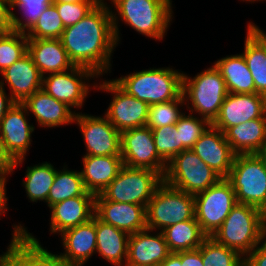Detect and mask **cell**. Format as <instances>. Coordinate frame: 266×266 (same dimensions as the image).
<instances>
[{"label": "cell", "instance_id": "1", "mask_svg": "<svg viewBox=\"0 0 266 266\" xmlns=\"http://www.w3.org/2000/svg\"><path fill=\"white\" fill-rule=\"evenodd\" d=\"M60 40L75 66L89 68L100 77L113 73V54L118 45L107 1H100L88 15L65 28Z\"/></svg>", "mask_w": 266, "mask_h": 266}, {"label": "cell", "instance_id": "2", "mask_svg": "<svg viewBox=\"0 0 266 266\" xmlns=\"http://www.w3.org/2000/svg\"><path fill=\"white\" fill-rule=\"evenodd\" d=\"M105 1L111 10L113 31L118 46L122 44V24L129 26L138 35L162 43L175 19L173 0Z\"/></svg>", "mask_w": 266, "mask_h": 266}, {"label": "cell", "instance_id": "3", "mask_svg": "<svg viewBox=\"0 0 266 266\" xmlns=\"http://www.w3.org/2000/svg\"><path fill=\"white\" fill-rule=\"evenodd\" d=\"M182 70L173 66L133 70L112 80L127 94L149 106L177 99L182 94Z\"/></svg>", "mask_w": 266, "mask_h": 266}, {"label": "cell", "instance_id": "4", "mask_svg": "<svg viewBox=\"0 0 266 266\" xmlns=\"http://www.w3.org/2000/svg\"><path fill=\"white\" fill-rule=\"evenodd\" d=\"M210 64L194 76L183 72L182 94L186 111L212 124L219 115L228 90L220 72L212 62Z\"/></svg>", "mask_w": 266, "mask_h": 266}, {"label": "cell", "instance_id": "5", "mask_svg": "<svg viewBox=\"0 0 266 266\" xmlns=\"http://www.w3.org/2000/svg\"><path fill=\"white\" fill-rule=\"evenodd\" d=\"M211 237L245 258L265 239L261 225V209L237 203Z\"/></svg>", "mask_w": 266, "mask_h": 266}, {"label": "cell", "instance_id": "6", "mask_svg": "<svg viewBox=\"0 0 266 266\" xmlns=\"http://www.w3.org/2000/svg\"><path fill=\"white\" fill-rule=\"evenodd\" d=\"M146 216L147 228L156 231L191 220L195 217L194 195L176 189L163 181L148 202Z\"/></svg>", "mask_w": 266, "mask_h": 266}, {"label": "cell", "instance_id": "7", "mask_svg": "<svg viewBox=\"0 0 266 266\" xmlns=\"http://www.w3.org/2000/svg\"><path fill=\"white\" fill-rule=\"evenodd\" d=\"M99 77L89 68L75 66L65 72L43 76L42 89L56 100L65 103L75 113H80L90 93L96 91Z\"/></svg>", "mask_w": 266, "mask_h": 266}, {"label": "cell", "instance_id": "8", "mask_svg": "<svg viewBox=\"0 0 266 266\" xmlns=\"http://www.w3.org/2000/svg\"><path fill=\"white\" fill-rule=\"evenodd\" d=\"M24 225L22 221L12 224L10 242L5 252L0 251V266H68Z\"/></svg>", "mask_w": 266, "mask_h": 266}, {"label": "cell", "instance_id": "9", "mask_svg": "<svg viewBox=\"0 0 266 266\" xmlns=\"http://www.w3.org/2000/svg\"><path fill=\"white\" fill-rule=\"evenodd\" d=\"M226 179L237 203L261 209L266 204V167L258 154H236Z\"/></svg>", "mask_w": 266, "mask_h": 266}, {"label": "cell", "instance_id": "10", "mask_svg": "<svg viewBox=\"0 0 266 266\" xmlns=\"http://www.w3.org/2000/svg\"><path fill=\"white\" fill-rule=\"evenodd\" d=\"M222 177L191 149L175 155L167 164L163 181L181 191L196 195L216 184Z\"/></svg>", "mask_w": 266, "mask_h": 266}, {"label": "cell", "instance_id": "11", "mask_svg": "<svg viewBox=\"0 0 266 266\" xmlns=\"http://www.w3.org/2000/svg\"><path fill=\"white\" fill-rule=\"evenodd\" d=\"M162 182L163 177L154 170L124 165L101 195L109 201L147 207L155 190Z\"/></svg>", "mask_w": 266, "mask_h": 266}, {"label": "cell", "instance_id": "12", "mask_svg": "<svg viewBox=\"0 0 266 266\" xmlns=\"http://www.w3.org/2000/svg\"><path fill=\"white\" fill-rule=\"evenodd\" d=\"M99 77L96 91L107 93L111 99L104 115L119 131L146 126L149 105L123 91L112 79Z\"/></svg>", "mask_w": 266, "mask_h": 266}, {"label": "cell", "instance_id": "13", "mask_svg": "<svg viewBox=\"0 0 266 266\" xmlns=\"http://www.w3.org/2000/svg\"><path fill=\"white\" fill-rule=\"evenodd\" d=\"M194 199L196 221L208 237L217 231L237 204L235 191L226 178L194 195Z\"/></svg>", "mask_w": 266, "mask_h": 266}, {"label": "cell", "instance_id": "14", "mask_svg": "<svg viewBox=\"0 0 266 266\" xmlns=\"http://www.w3.org/2000/svg\"><path fill=\"white\" fill-rule=\"evenodd\" d=\"M30 119L26 106L16 102L0 122V137L6 151L15 161L12 176L17 168L25 167L27 154L33 145L36 127Z\"/></svg>", "mask_w": 266, "mask_h": 266}, {"label": "cell", "instance_id": "15", "mask_svg": "<svg viewBox=\"0 0 266 266\" xmlns=\"http://www.w3.org/2000/svg\"><path fill=\"white\" fill-rule=\"evenodd\" d=\"M73 125L78 126L84 143L82 156H121V132L104 114L83 112L75 114Z\"/></svg>", "mask_w": 266, "mask_h": 266}, {"label": "cell", "instance_id": "16", "mask_svg": "<svg viewBox=\"0 0 266 266\" xmlns=\"http://www.w3.org/2000/svg\"><path fill=\"white\" fill-rule=\"evenodd\" d=\"M121 157L125 166L151 169L162 177L165 175L167 163L158 155L148 126L121 132Z\"/></svg>", "mask_w": 266, "mask_h": 266}, {"label": "cell", "instance_id": "17", "mask_svg": "<svg viewBox=\"0 0 266 266\" xmlns=\"http://www.w3.org/2000/svg\"><path fill=\"white\" fill-rule=\"evenodd\" d=\"M255 118H266V97L257 93H228L212 125L223 133Z\"/></svg>", "mask_w": 266, "mask_h": 266}, {"label": "cell", "instance_id": "18", "mask_svg": "<svg viewBox=\"0 0 266 266\" xmlns=\"http://www.w3.org/2000/svg\"><path fill=\"white\" fill-rule=\"evenodd\" d=\"M58 238L62 251L57 253L68 266L86 265L96 255L95 214L88 222L62 232Z\"/></svg>", "mask_w": 266, "mask_h": 266}, {"label": "cell", "instance_id": "19", "mask_svg": "<svg viewBox=\"0 0 266 266\" xmlns=\"http://www.w3.org/2000/svg\"><path fill=\"white\" fill-rule=\"evenodd\" d=\"M23 104L29 116L34 118L36 128L42 130L72 126L75 112L65 103L56 100L43 89L37 90L29 96Z\"/></svg>", "mask_w": 266, "mask_h": 266}, {"label": "cell", "instance_id": "20", "mask_svg": "<svg viewBox=\"0 0 266 266\" xmlns=\"http://www.w3.org/2000/svg\"><path fill=\"white\" fill-rule=\"evenodd\" d=\"M95 215L129 235L147 228L146 207L109 201L101 194L95 195Z\"/></svg>", "mask_w": 266, "mask_h": 266}, {"label": "cell", "instance_id": "21", "mask_svg": "<svg viewBox=\"0 0 266 266\" xmlns=\"http://www.w3.org/2000/svg\"><path fill=\"white\" fill-rule=\"evenodd\" d=\"M170 254L163 233L146 228L129 235L125 266H159Z\"/></svg>", "mask_w": 266, "mask_h": 266}, {"label": "cell", "instance_id": "22", "mask_svg": "<svg viewBox=\"0 0 266 266\" xmlns=\"http://www.w3.org/2000/svg\"><path fill=\"white\" fill-rule=\"evenodd\" d=\"M42 77L27 52L0 74V84L9 89L6 90L15 102L23 103L34 92L42 89Z\"/></svg>", "mask_w": 266, "mask_h": 266}, {"label": "cell", "instance_id": "23", "mask_svg": "<svg viewBox=\"0 0 266 266\" xmlns=\"http://www.w3.org/2000/svg\"><path fill=\"white\" fill-rule=\"evenodd\" d=\"M49 235L62 232L88 222L95 214V195L75 196L49 208Z\"/></svg>", "mask_w": 266, "mask_h": 266}, {"label": "cell", "instance_id": "24", "mask_svg": "<svg viewBox=\"0 0 266 266\" xmlns=\"http://www.w3.org/2000/svg\"><path fill=\"white\" fill-rule=\"evenodd\" d=\"M191 150L222 178L229 175L236 154L224 133L212 124L194 143Z\"/></svg>", "mask_w": 266, "mask_h": 266}, {"label": "cell", "instance_id": "25", "mask_svg": "<svg viewBox=\"0 0 266 266\" xmlns=\"http://www.w3.org/2000/svg\"><path fill=\"white\" fill-rule=\"evenodd\" d=\"M81 159L85 188L94 195L101 194L124 166L121 156H81Z\"/></svg>", "mask_w": 266, "mask_h": 266}, {"label": "cell", "instance_id": "26", "mask_svg": "<svg viewBox=\"0 0 266 266\" xmlns=\"http://www.w3.org/2000/svg\"><path fill=\"white\" fill-rule=\"evenodd\" d=\"M28 53L42 76L75 67L60 39L28 38Z\"/></svg>", "mask_w": 266, "mask_h": 266}, {"label": "cell", "instance_id": "27", "mask_svg": "<svg viewBox=\"0 0 266 266\" xmlns=\"http://www.w3.org/2000/svg\"><path fill=\"white\" fill-rule=\"evenodd\" d=\"M96 254L113 266H125L129 234L101 221L95 215Z\"/></svg>", "mask_w": 266, "mask_h": 266}, {"label": "cell", "instance_id": "28", "mask_svg": "<svg viewBox=\"0 0 266 266\" xmlns=\"http://www.w3.org/2000/svg\"><path fill=\"white\" fill-rule=\"evenodd\" d=\"M224 135L235 154H257L266 145V118L232 126Z\"/></svg>", "mask_w": 266, "mask_h": 266}, {"label": "cell", "instance_id": "29", "mask_svg": "<svg viewBox=\"0 0 266 266\" xmlns=\"http://www.w3.org/2000/svg\"><path fill=\"white\" fill-rule=\"evenodd\" d=\"M212 64L223 77L228 93H255L253 77L240 52L217 58Z\"/></svg>", "mask_w": 266, "mask_h": 266}, {"label": "cell", "instance_id": "30", "mask_svg": "<svg viewBox=\"0 0 266 266\" xmlns=\"http://www.w3.org/2000/svg\"><path fill=\"white\" fill-rule=\"evenodd\" d=\"M54 165L49 161H42L26 166L21 186L25 189L26 197L32 205L44 202L47 206V198L57 172V167Z\"/></svg>", "mask_w": 266, "mask_h": 266}, {"label": "cell", "instance_id": "31", "mask_svg": "<svg viewBox=\"0 0 266 266\" xmlns=\"http://www.w3.org/2000/svg\"><path fill=\"white\" fill-rule=\"evenodd\" d=\"M161 232L171 253L198 249L208 237L195 217L170 225Z\"/></svg>", "mask_w": 266, "mask_h": 266}, {"label": "cell", "instance_id": "32", "mask_svg": "<svg viewBox=\"0 0 266 266\" xmlns=\"http://www.w3.org/2000/svg\"><path fill=\"white\" fill-rule=\"evenodd\" d=\"M63 164L59 169L57 168L53 185L47 198L48 208L75 196L94 195L86 190L80 169H71L67 164Z\"/></svg>", "mask_w": 266, "mask_h": 266}, {"label": "cell", "instance_id": "33", "mask_svg": "<svg viewBox=\"0 0 266 266\" xmlns=\"http://www.w3.org/2000/svg\"><path fill=\"white\" fill-rule=\"evenodd\" d=\"M241 52L255 85V93L266 97V46L246 28Z\"/></svg>", "mask_w": 266, "mask_h": 266}, {"label": "cell", "instance_id": "34", "mask_svg": "<svg viewBox=\"0 0 266 266\" xmlns=\"http://www.w3.org/2000/svg\"><path fill=\"white\" fill-rule=\"evenodd\" d=\"M7 2L12 12L13 30L27 33L55 0H7Z\"/></svg>", "mask_w": 266, "mask_h": 266}, {"label": "cell", "instance_id": "35", "mask_svg": "<svg viewBox=\"0 0 266 266\" xmlns=\"http://www.w3.org/2000/svg\"><path fill=\"white\" fill-rule=\"evenodd\" d=\"M204 266H244L245 258L236 250L207 237L201 245Z\"/></svg>", "mask_w": 266, "mask_h": 266}, {"label": "cell", "instance_id": "36", "mask_svg": "<svg viewBox=\"0 0 266 266\" xmlns=\"http://www.w3.org/2000/svg\"><path fill=\"white\" fill-rule=\"evenodd\" d=\"M183 94L177 99L149 106L146 126L151 129L176 124L185 113Z\"/></svg>", "mask_w": 266, "mask_h": 266}, {"label": "cell", "instance_id": "37", "mask_svg": "<svg viewBox=\"0 0 266 266\" xmlns=\"http://www.w3.org/2000/svg\"><path fill=\"white\" fill-rule=\"evenodd\" d=\"M28 52L26 33L0 34V74Z\"/></svg>", "mask_w": 266, "mask_h": 266}, {"label": "cell", "instance_id": "38", "mask_svg": "<svg viewBox=\"0 0 266 266\" xmlns=\"http://www.w3.org/2000/svg\"><path fill=\"white\" fill-rule=\"evenodd\" d=\"M64 29L58 10L53 4L44 10L26 36L35 39H60Z\"/></svg>", "mask_w": 266, "mask_h": 266}, {"label": "cell", "instance_id": "39", "mask_svg": "<svg viewBox=\"0 0 266 266\" xmlns=\"http://www.w3.org/2000/svg\"><path fill=\"white\" fill-rule=\"evenodd\" d=\"M154 144L158 155L168 164L177 154L183 151V144L180 142L176 124L151 129Z\"/></svg>", "mask_w": 266, "mask_h": 266}, {"label": "cell", "instance_id": "40", "mask_svg": "<svg viewBox=\"0 0 266 266\" xmlns=\"http://www.w3.org/2000/svg\"><path fill=\"white\" fill-rule=\"evenodd\" d=\"M210 125L211 123L207 119L185 111L176 123V130L179 133L180 142L183 144V151L192 149L194 143Z\"/></svg>", "mask_w": 266, "mask_h": 266}, {"label": "cell", "instance_id": "41", "mask_svg": "<svg viewBox=\"0 0 266 266\" xmlns=\"http://www.w3.org/2000/svg\"><path fill=\"white\" fill-rule=\"evenodd\" d=\"M99 2L54 3L65 28L88 15Z\"/></svg>", "mask_w": 266, "mask_h": 266}, {"label": "cell", "instance_id": "42", "mask_svg": "<svg viewBox=\"0 0 266 266\" xmlns=\"http://www.w3.org/2000/svg\"><path fill=\"white\" fill-rule=\"evenodd\" d=\"M159 266H204L201 246L195 250L171 253Z\"/></svg>", "mask_w": 266, "mask_h": 266}, {"label": "cell", "instance_id": "43", "mask_svg": "<svg viewBox=\"0 0 266 266\" xmlns=\"http://www.w3.org/2000/svg\"><path fill=\"white\" fill-rule=\"evenodd\" d=\"M244 266H266V239L245 257Z\"/></svg>", "mask_w": 266, "mask_h": 266}, {"label": "cell", "instance_id": "44", "mask_svg": "<svg viewBox=\"0 0 266 266\" xmlns=\"http://www.w3.org/2000/svg\"><path fill=\"white\" fill-rule=\"evenodd\" d=\"M12 12L7 0H0V34L13 32Z\"/></svg>", "mask_w": 266, "mask_h": 266}, {"label": "cell", "instance_id": "45", "mask_svg": "<svg viewBox=\"0 0 266 266\" xmlns=\"http://www.w3.org/2000/svg\"><path fill=\"white\" fill-rule=\"evenodd\" d=\"M11 178V175H0V220L6 216L9 210H12L8 207L9 197L7 195V182Z\"/></svg>", "mask_w": 266, "mask_h": 266}, {"label": "cell", "instance_id": "46", "mask_svg": "<svg viewBox=\"0 0 266 266\" xmlns=\"http://www.w3.org/2000/svg\"><path fill=\"white\" fill-rule=\"evenodd\" d=\"M14 165L15 161L6 151L0 137V175H12Z\"/></svg>", "mask_w": 266, "mask_h": 266}, {"label": "cell", "instance_id": "47", "mask_svg": "<svg viewBox=\"0 0 266 266\" xmlns=\"http://www.w3.org/2000/svg\"><path fill=\"white\" fill-rule=\"evenodd\" d=\"M16 102L11 98L10 94L6 89L0 84V122L8 112V110Z\"/></svg>", "mask_w": 266, "mask_h": 266}, {"label": "cell", "instance_id": "48", "mask_svg": "<svg viewBox=\"0 0 266 266\" xmlns=\"http://www.w3.org/2000/svg\"><path fill=\"white\" fill-rule=\"evenodd\" d=\"M246 27L266 46V31L261 26L255 24L253 21L249 20L246 23Z\"/></svg>", "mask_w": 266, "mask_h": 266}, {"label": "cell", "instance_id": "49", "mask_svg": "<svg viewBox=\"0 0 266 266\" xmlns=\"http://www.w3.org/2000/svg\"><path fill=\"white\" fill-rule=\"evenodd\" d=\"M261 225L264 238L266 239V204L261 208Z\"/></svg>", "mask_w": 266, "mask_h": 266}, {"label": "cell", "instance_id": "50", "mask_svg": "<svg viewBox=\"0 0 266 266\" xmlns=\"http://www.w3.org/2000/svg\"><path fill=\"white\" fill-rule=\"evenodd\" d=\"M102 0H55V3L100 2Z\"/></svg>", "mask_w": 266, "mask_h": 266}, {"label": "cell", "instance_id": "51", "mask_svg": "<svg viewBox=\"0 0 266 266\" xmlns=\"http://www.w3.org/2000/svg\"><path fill=\"white\" fill-rule=\"evenodd\" d=\"M257 154L263 160L266 167V145Z\"/></svg>", "mask_w": 266, "mask_h": 266}, {"label": "cell", "instance_id": "52", "mask_svg": "<svg viewBox=\"0 0 266 266\" xmlns=\"http://www.w3.org/2000/svg\"><path fill=\"white\" fill-rule=\"evenodd\" d=\"M240 2H245V3H247V4H251V5H253L255 2L256 3H258V2H261V3H264V2H266V0H239ZM253 3V4H252Z\"/></svg>", "mask_w": 266, "mask_h": 266}]
</instances>
